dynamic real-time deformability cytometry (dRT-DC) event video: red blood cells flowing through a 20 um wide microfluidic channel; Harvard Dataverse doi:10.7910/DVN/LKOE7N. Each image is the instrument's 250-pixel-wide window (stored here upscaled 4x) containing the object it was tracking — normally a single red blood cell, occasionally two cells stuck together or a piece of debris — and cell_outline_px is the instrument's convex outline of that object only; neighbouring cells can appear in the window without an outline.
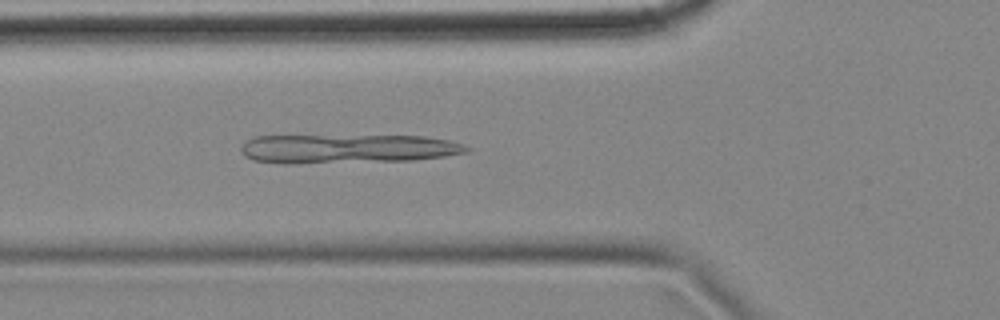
{"species": "common noctule bat (a hibernating species)", "species_latin": "Nyctalus noctula", "temperature_condition": "cold", "stored_images_in_passage": 6, "camera_frame_rate_fps": 3000, "um_per_image_px": 0.085, "animal": {"sex": "female", "body_mass_g": 18.4}, "frame": {"image": 1, "passage_image": 6, "time_ms": 1.667, "image_size_px": [1000, 320], "cell_outline_px": [[472, 148], [468, 152], [444, 156], [412, 160], [292, 164], [284, 164], [252, 160], [244, 156], [240, 152], [240, 148], [252, 136], [424, 136], [448, 140], [464, 144]], "centroid_in_image_um": [29.5, 12.65], "position_along_channel_um": 96.3, "area_um2": 38.44}}